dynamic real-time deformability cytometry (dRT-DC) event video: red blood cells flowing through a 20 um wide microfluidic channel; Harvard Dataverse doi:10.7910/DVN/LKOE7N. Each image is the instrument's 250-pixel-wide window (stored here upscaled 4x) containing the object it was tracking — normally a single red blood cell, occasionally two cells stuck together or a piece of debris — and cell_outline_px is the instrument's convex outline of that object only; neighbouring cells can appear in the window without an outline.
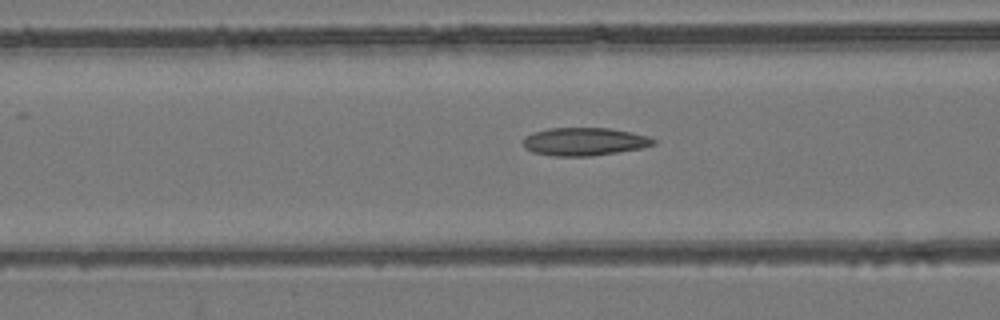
{"species": "common noctule bat (a hibernating species)", "species_latin": "Nyctalus noctula", "temperature_condition": "room temperature", "stored_images_in_passage": 56, "camera_frame_rate_fps": 3000, "um_per_image_px": 0.085, "animal": {"sex": "female", "body_mass_g": 24.6, "forearm_length_mm": 56.2}, "frame": {"image": 1, "passage_image": 23, "time_ms": 7.333, "image_size_px": [1000, 320], "cell_outline_px": [[656, 144], [644, 148], [592, 156], [552, 156], [532, 152], [524, 148], [524, 136], [532, 132], [548, 128], [608, 128], [632, 132], [648, 136], [656, 140]], "centroid_in_image_um": [49.67, 12.04], "position_along_channel_um": 116.9, "area_um2": 21.5}}
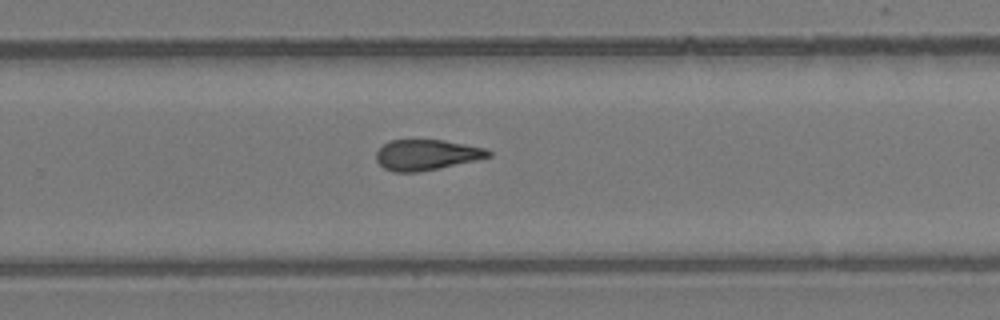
{"frame": {"image": 2, "passage_image": 37, "time_ms": 12.0, "image_size_px": [1000, 320], "cell_outline_px": [[492, 156], [476, 160], [416, 172], [392, 172], [384, 168], [376, 160], [376, 152], [388, 140], [444, 140], [488, 148], [492, 152]], "centroid_in_image_um": [36.27, 13.15], "position_along_channel_um": 293.5, "area_um2": 19.94}}
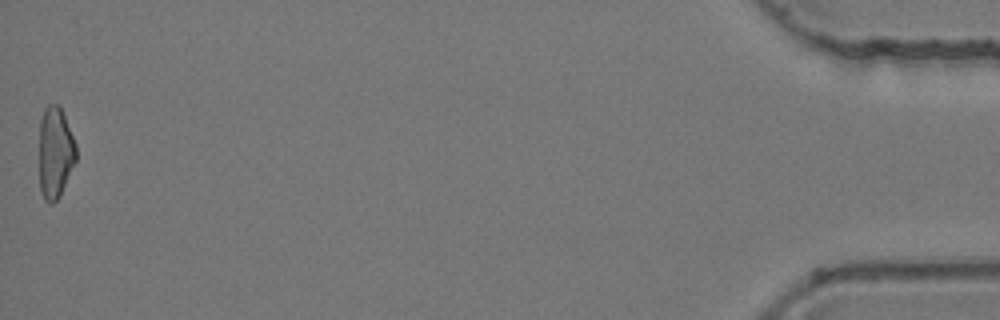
{"frame": {"image": 3, "passage_image": 56, "time_ms": 18.333, "image_size_px": [1000, 320], "cell_outline_px": [[76, 160], [60, 196], [52, 204], [44, 200], [40, 188], [40, 120], [44, 108], [48, 104], [60, 104], [76, 144]], "centroid_in_image_um": [4.7, 12.94], "position_along_channel_um": 430.5, "area_um2": 19.71}, "authors_computed_cell_mechanics": {"area_um2": 21.0392, "velocity_mm_per_s": 3.7941, "shape_relaxation_time_tau1_ms": null, "shape_relaxation_time_tau2_ms": 3.9796, "deformation_change_tau1": null, "deformation_change_tau2": 0.1181}}